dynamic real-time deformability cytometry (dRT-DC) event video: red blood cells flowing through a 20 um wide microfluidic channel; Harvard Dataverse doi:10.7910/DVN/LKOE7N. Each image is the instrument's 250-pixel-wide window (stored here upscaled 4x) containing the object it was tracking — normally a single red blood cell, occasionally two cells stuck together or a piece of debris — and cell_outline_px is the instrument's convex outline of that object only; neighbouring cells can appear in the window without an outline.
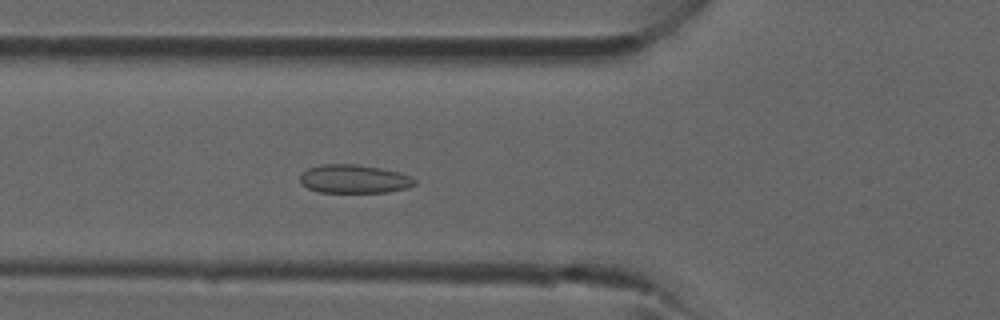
{"species": "common noctule bat (a hibernating species)", "species_latin": "Nyctalus noctula", "temperature_condition": "room temperature", "stored_images_in_passage": 42, "camera_frame_rate_fps": 3000, "um_per_image_px": 0.085, "animal": {"sex": "male", "forearm_length_mm": 52.5}, "frame": {"image": 1, "passage_image": 15, "time_ms": 4.667, "image_size_px": [1000, 320], "cell_outline_px": [[416, 184], [408, 188], [388, 192], [320, 192], [308, 188], [300, 184], [300, 172], [308, 168], [320, 164], [356, 164], [380, 168], [396, 172], [408, 176], [416, 180]], "centroid_in_image_um": [30.05, 15.21], "position_along_channel_um": 95.8, "area_um2": 19.07}}
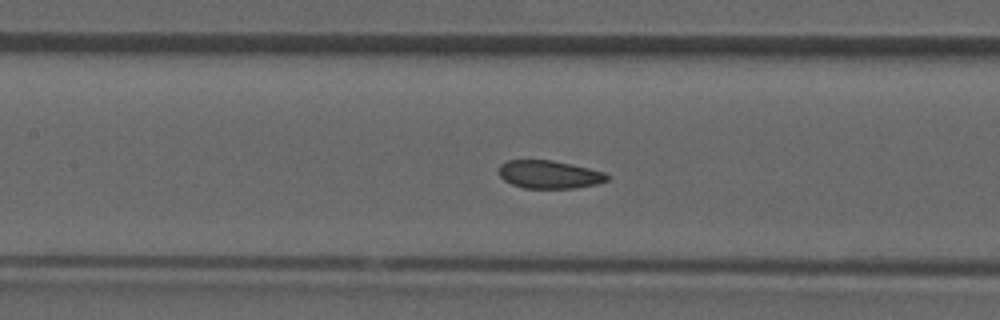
{"frame": {"image": 2, "passage_image": 19, "time_ms": 6.0, "image_size_px": [1000, 320], "cell_outline_px": [[608, 180], [596, 184], [572, 188], [524, 188], [512, 184], [504, 180], [500, 176], [500, 164], [508, 160], [552, 160], [572, 164], [604, 172], [608, 176]], "centroid_in_image_um": [46.67, 14.82], "position_along_channel_um": 160.7, "area_um2": 17.51}}
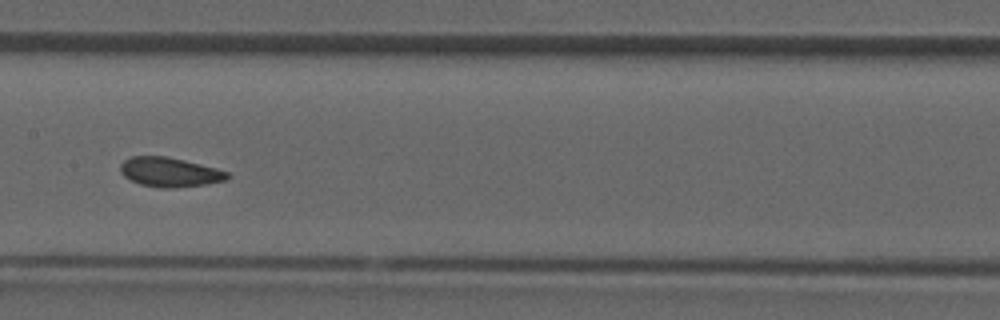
{"frame": {"image": 3, "passage_image": 21, "time_ms": 6.667, "image_size_px": [1000, 320], "cell_outline_px": [[232, 176], [228, 180], [204, 184], [172, 188], [160, 188], [140, 184], [124, 176], [120, 172], [120, 164], [124, 160], [132, 156], [164, 156], [184, 160], [216, 168], [228, 172]], "centroid_in_image_um": [14.43, 14.63], "position_along_channel_um": 193.0, "area_um2": 18.32}}